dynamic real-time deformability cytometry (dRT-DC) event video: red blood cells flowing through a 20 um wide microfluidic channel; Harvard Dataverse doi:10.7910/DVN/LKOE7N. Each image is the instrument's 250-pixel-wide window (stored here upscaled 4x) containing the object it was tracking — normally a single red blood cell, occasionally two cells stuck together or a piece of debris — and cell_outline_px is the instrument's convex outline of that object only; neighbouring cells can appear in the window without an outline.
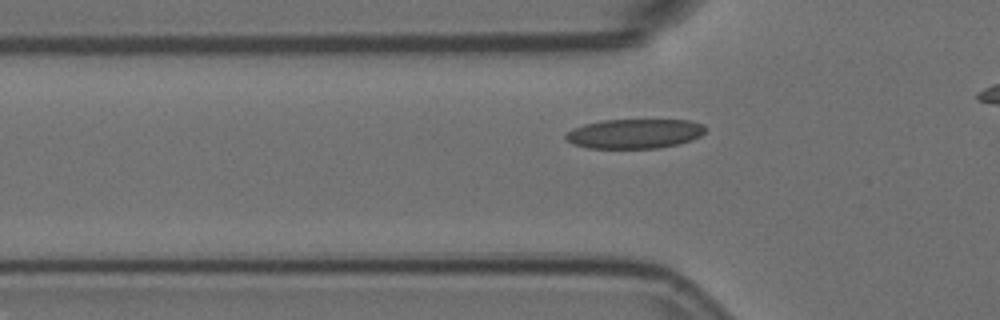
{"species": "Egyptian fruit bat (a non-hibernating species)", "species_latin": "Rousettus aegyptiacus", "temperature_condition": "room temperature", "stored_images_in_passage": 34, "camera_frame_rate_fps": 3000, "um_per_image_px": 0.085, "animal": {"sex": "female"}, "frame": {"image": 1, "passage_image": 6, "time_ms": 1.667, "image_size_px": [1000, 320], "cell_outline_px": [[704, 132], [700, 136], [692, 140], [680, 144], [660, 148], [588, 148], [572, 144], [564, 140], [564, 136], [572, 128], [584, 124], [600, 120], [692, 120], [704, 124]], "centroid_in_image_um": [53.92, 11.36], "position_along_channel_um": 71.9, "area_um2": 24.33}}
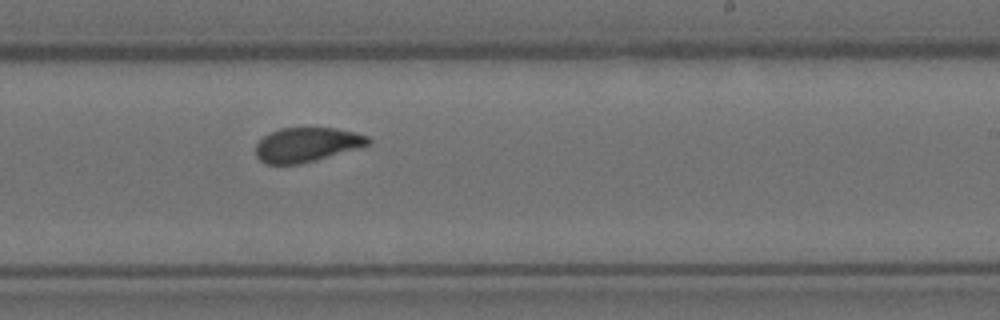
{"frame": {"image": 2, "passage_image": 22, "time_ms": 7.0, "image_size_px": [1000, 320], "cell_outline_px": [[372, 144], [316, 160], [300, 164], [268, 164], [260, 160], [256, 156], [256, 144], [264, 136], [280, 128], [336, 128], [356, 132], [368, 136], [372, 140]], "centroid_in_image_um": [26.11, 12.29], "position_along_channel_um": 262.9, "area_um2": 22.54}}
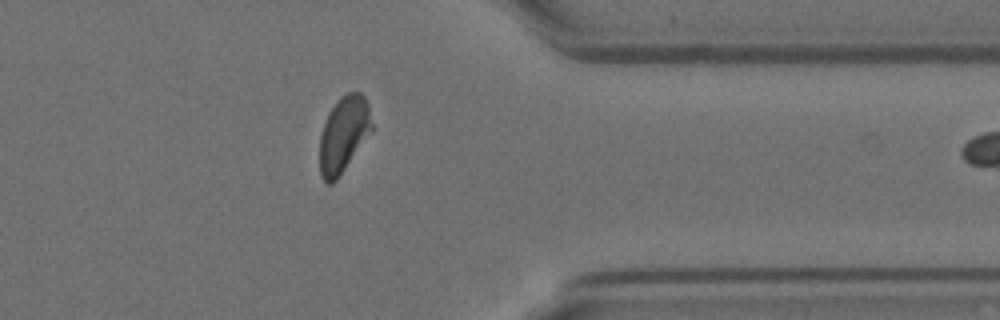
{"frame": {"image": 3, "passage_image": 33, "time_ms": 10.667, "image_size_px": [1000, 320], "cell_outline_px": [[372, 132], [336, 180], [332, 184], [328, 184], [320, 176], [320, 136], [328, 112], [336, 100], [348, 92], [360, 92], [364, 96], [368, 104], [372, 124]], "centroid_in_image_um": [29.21, 11.41], "position_along_channel_um": 382.2, "area_um2": 23.06}}